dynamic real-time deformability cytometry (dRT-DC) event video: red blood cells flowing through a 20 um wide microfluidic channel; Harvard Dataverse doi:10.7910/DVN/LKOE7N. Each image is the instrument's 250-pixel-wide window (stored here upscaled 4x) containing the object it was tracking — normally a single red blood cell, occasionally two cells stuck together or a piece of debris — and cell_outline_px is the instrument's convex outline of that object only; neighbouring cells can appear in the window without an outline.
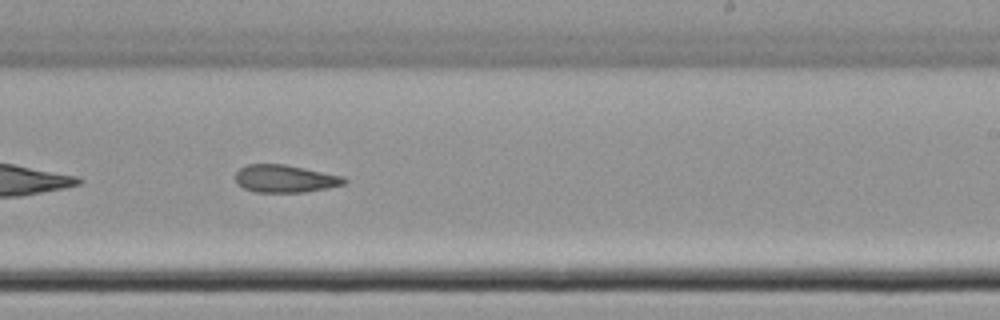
{"species": "common noctule bat (a hibernating species)", "species_latin": "Nyctalus noctula", "temperature_condition": "cold", "stored_images_in_passage": 35, "camera_frame_rate_fps": 3000, "um_per_image_px": 0.085, "animal": {"sex": "female", "body_mass_g": 22.7, "forearm_length_mm": 54.2}, "frame": {"image": 1, "passage_image": 16, "time_ms": 5.0, "image_size_px": [1000, 320], "cell_outline_px": [[348, 180], [344, 184], [328, 188], [304, 192], [256, 192], [244, 188], [236, 184], [236, 172], [240, 168], [248, 164], [284, 164], [344, 176]], "centroid_in_image_um": [24.23, 15.19], "position_along_channel_um": 264.8, "area_um2": 17.51}}